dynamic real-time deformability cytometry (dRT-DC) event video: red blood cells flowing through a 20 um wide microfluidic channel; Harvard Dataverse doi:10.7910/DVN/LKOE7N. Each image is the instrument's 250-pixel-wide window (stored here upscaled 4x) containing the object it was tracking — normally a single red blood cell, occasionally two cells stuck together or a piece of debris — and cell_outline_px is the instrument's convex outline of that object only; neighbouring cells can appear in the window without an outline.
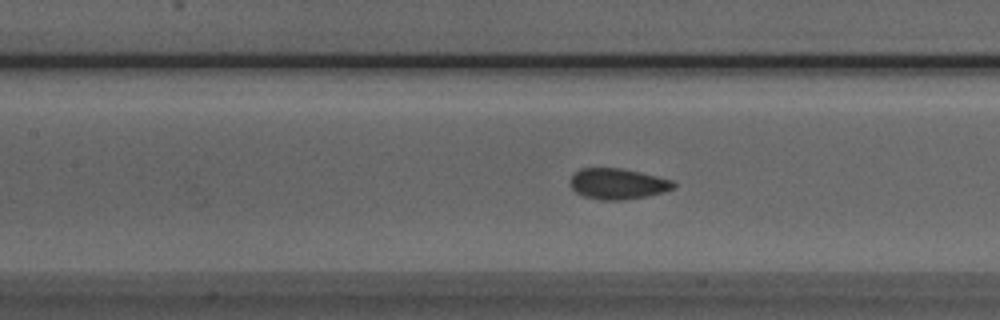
{"species": "Egyptian fruit bat (a non-hibernating species)", "species_latin": "Rousettus aegyptiacus", "temperature_condition": "room temperature", "stored_images_in_passage": 35, "camera_frame_rate_fps": 3000, "um_per_image_px": 0.085, "animal": {"sex": "male"}, "frame": {"image": 1, "passage_image": 16, "time_ms": 5.0, "image_size_px": [1000, 320], "cell_outline_px": [[676, 188], [664, 192], [624, 200], [600, 200], [584, 196], [576, 192], [572, 188], [572, 176], [580, 168], [620, 168], [640, 172], [672, 180], [676, 184]], "centroid_in_image_um": [52.54, 15.62], "position_along_channel_um": 154.9, "area_um2": 18.38}}
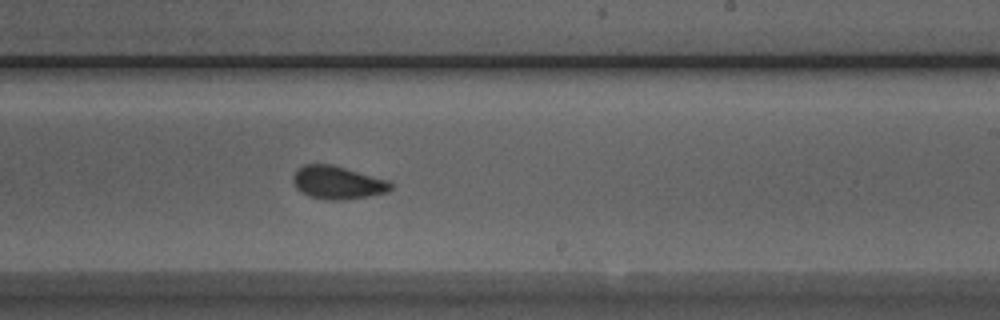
{"frame": {"image": 2, "passage_image": 24, "time_ms": 7.667, "image_size_px": [1000, 320], "cell_outline_px": [[396, 184], [388, 192], [368, 196], [344, 200], [328, 200], [308, 196], [296, 188], [292, 180], [292, 176], [296, 168], [304, 164], [332, 164], [388, 180]], "centroid_in_image_um": [28.69, 15.51], "position_along_channel_um": 260.3, "area_um2": 19.07}}
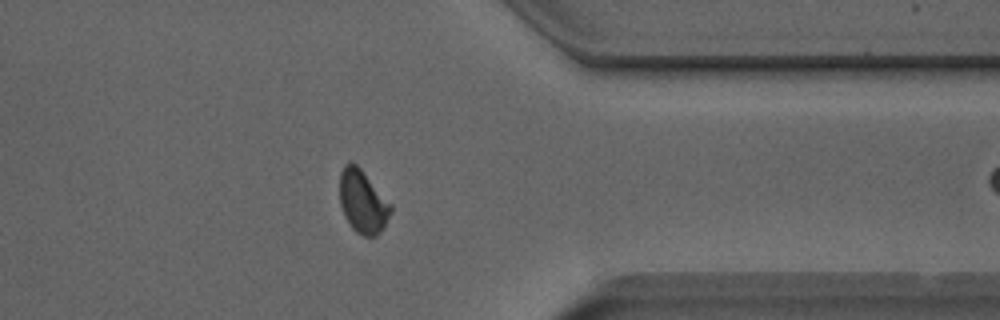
{"frame": {"image": 3, "passage_image": 34, "time_ms": 11.0, "image_size_px": [1000, 320], "cell_outline_px": [[392, 212], [384, 228], [376, 236], [364, 236], [356, 232], [352, 228], [344, 216], [340, 204], [340, 172], [344, 164], [356, 164], [360, 168], [392, 204]], "centroid_in_image_um": [30.85, 17.17], "position_along_channel_um": 380.6, "area_um2": 18.79}}